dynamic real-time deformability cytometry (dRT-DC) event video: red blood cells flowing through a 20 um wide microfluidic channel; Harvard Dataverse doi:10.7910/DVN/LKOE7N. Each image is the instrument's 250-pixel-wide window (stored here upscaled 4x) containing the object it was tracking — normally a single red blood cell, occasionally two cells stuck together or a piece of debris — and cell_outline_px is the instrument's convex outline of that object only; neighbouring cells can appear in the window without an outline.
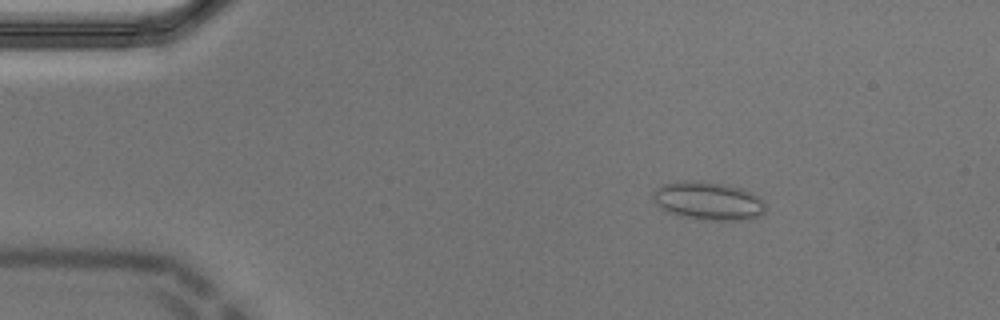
{"species": "Egyptian fruit bat (a non-hibernating species)", "species_latin": "Rousettus aegyptiacus", "temperature_condition": "cold", "stored_images_in_passage": 54, "camera_frame_rate_fps": 3000, "um_per_image_px": 0.085, "animal": {"sex": "male"}, "frame": {"image": 1, "passage_image": 8, "time_ms": 2.333, "image_size_px": [1000, 320], "cell_outline_px": [[764, 212], [760, 216], [752, 220], [700, 220], [668, 212], [660, 208], [656, 204], [652, 196], [652, 192], [660, 184], [680, 180], [692, 180], [724, 184], [740, 188], [752, 192], [764, 200]], "centroid_in_image_um": [60.19, 17.07], "position_along_channel_um": 24.8, "area_um2": 25.43}}
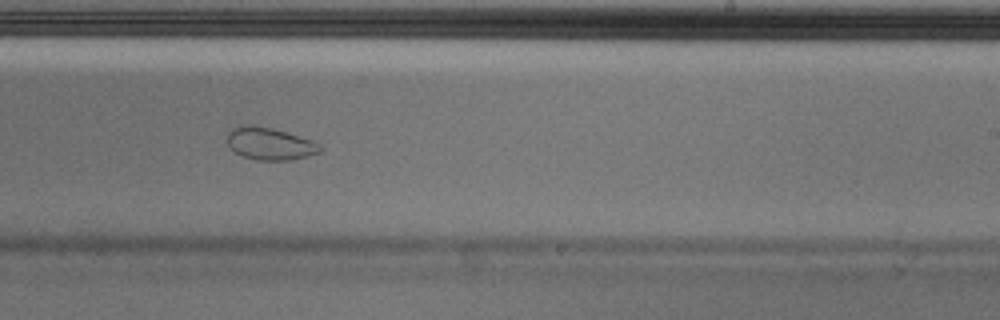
{"frame": {"image": 2, "passage_image": 33, "time_ms": 10.667, "image_size_px": [1000, 320], "cell_outline_px": [[324, 148], [320, 152], [308, 156], [292, 160], [256, 160], [240, 156], [232, 152], [228, 148], [228, 132], [232, 128], [244, 124], [252, 124], [272, 128], [312, 140], [320, 144]], "centroid_in_image_um": [22.91, 12.22], "position_along_channel_um": 266.1, "area_um2": 17.86}}
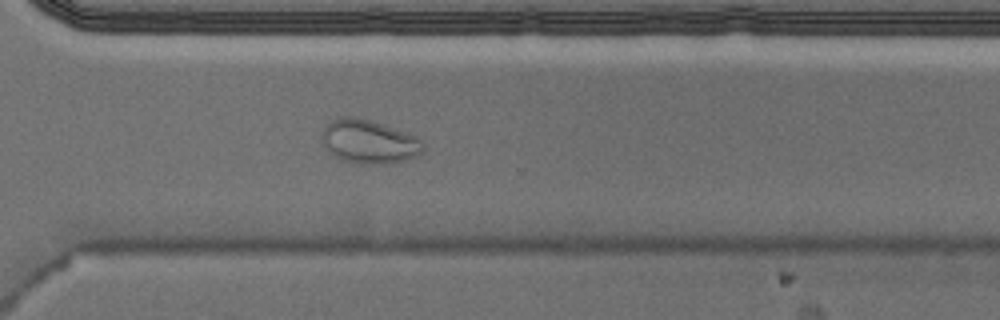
{"frame": {"image": 3, "passage_image": 39, "time_ms": 12.667, "image_size_px": [1000, 320], "cell_outline_px": [[424, 148], [420, 152], [408, 160], [392, 164], [360, 164], [344, 160], [328, 152], [320, 136], [320, 132], [328, 120], [340, 116], [352, 116], [368, 120], [416, 136], [424, 144]], "centroid_in_image_um": [31.3, 12.04], "position_along_channel_um": 339.3, "area_um2": 25.89}}